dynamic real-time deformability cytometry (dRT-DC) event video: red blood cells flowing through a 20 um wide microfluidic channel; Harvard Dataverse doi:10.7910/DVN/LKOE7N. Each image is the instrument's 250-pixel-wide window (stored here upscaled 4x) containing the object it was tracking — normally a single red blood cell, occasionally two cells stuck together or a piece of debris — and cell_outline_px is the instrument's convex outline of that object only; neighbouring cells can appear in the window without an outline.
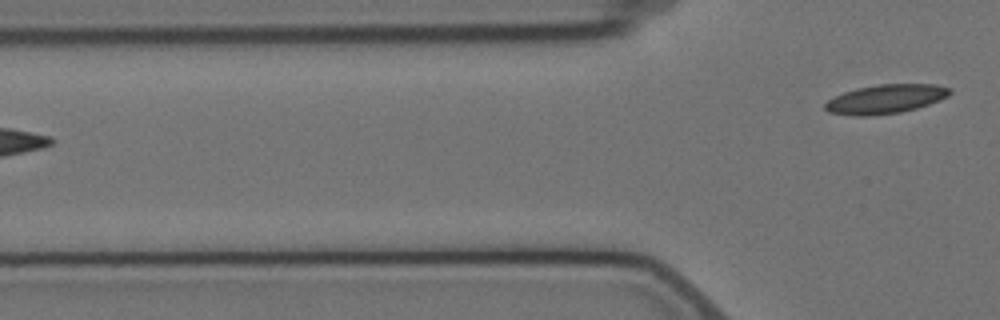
{"species": "Egyptian fruit bat (a non-hibernating species)", "species_latin": "Rousettus aegyptiacus", "temperature_condition": "cold", "stored_images_in_passage": 4, "camera_frame_rate_fps": 3000, "um_per_image_px": 0.085, "animal": {"sex": "female"}, "frame": {"image": 1, "passage_image": 4, "time_ms": 3.667, "image_size_px": [1000, 320], "cell_outline_px": [[952, 92], [948, 96], [940, 100], [916, 108], [900, 112], [868, 116], [852, 116], [828, 112], [824, 108], [824, 104], [828, 100], [844, 92], [856, 88], [880, 84], [936, 84], [948, 88]], "centroid_in_image_um": [75.25, 8.42], "position_along_channel_um": 50.5, "area_um2": 21.04}}